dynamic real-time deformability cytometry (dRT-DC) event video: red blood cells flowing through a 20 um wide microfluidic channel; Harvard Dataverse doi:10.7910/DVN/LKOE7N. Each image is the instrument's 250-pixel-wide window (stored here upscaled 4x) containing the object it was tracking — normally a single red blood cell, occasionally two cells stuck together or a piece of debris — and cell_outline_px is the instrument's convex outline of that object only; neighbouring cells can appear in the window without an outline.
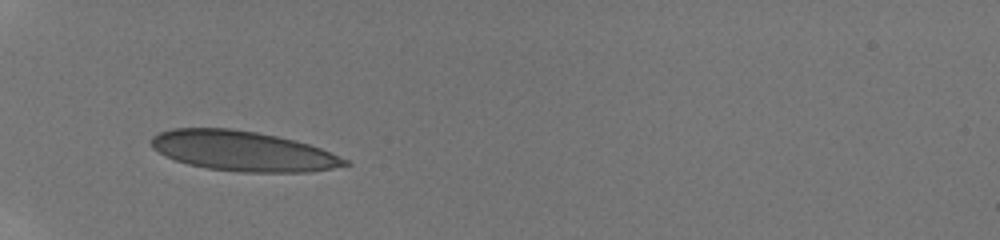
{"species": "human", "species_latin": "Homo sapiens", "temperature_condition": "room temperature", "stored_images_in_passage": 48, "camera_frame_rate_fps": 3000, "um_per_image_px": 0.085, "donor": {"sex": "male"}, "frame": {"image": 1, "passage_image": 1, "time_ms": 0.0, "image_size_px": [1000, 240], "cell_outline_px": [[352, 164], [312, 172], [240, 172], [208, 168], [188, 164], [164, 156], [152, 148], [148, 140], [152, 136], [160, 132], [172, 128], [228, 128], [256, 132], [296, 140], [320, 148], [348, 160]], "centroid_in_image_um": [20.6, 12.84], "position_along_channel_um": 64.4, "area_um2": 45.2}}
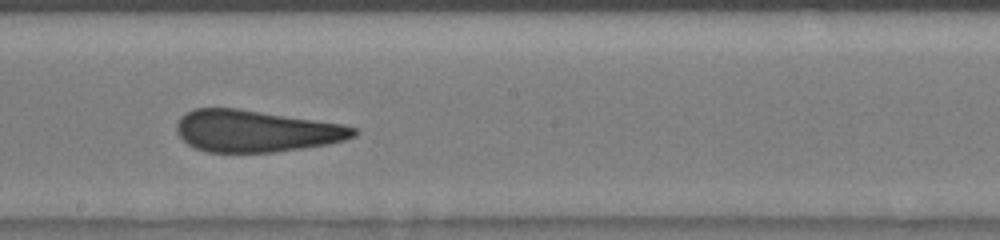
{"frame": {"image": 2, "passage_image": 20, "time_ms": 4.333, "image_size_px": [1000, 240], "cell_outline_px": [[360, 132], [356, 136], [344, 140], [328, 144], [272, 152], [208, 152], [196, 148], [188, 144], [176, 132], [176, 124], [180, 116], [196, 108], [240, 108], [344, 124], [356, 128]], "centroid_in_image_um": [21.77, 11.13], "position_along_channel_um": 226.4, "area_um2": 43.23}}
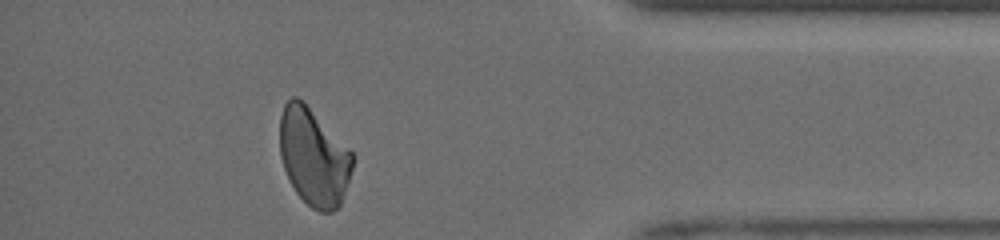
{"frame": {"image": 3, "passage_image": 40, "time_ms": 9.333, "image_size_px": [1000, 240], "cell_outline_px": [[356, 156], [340, 204], [332, 212], [320, 212], [312, 208], [296, 192], [284, 168], [280, 156], [280, 116], [284, 104], [292, 96], [296, 96], [304, 100]], "centroid_in_image_um": [26.66, 13.29], "position_along_channel_um": 408.5, "area_um2": 41.27}, "authors_computed_cell_mechanics": {"area_um2": 43.6968, "velocity_mm_per_s": 4.1081, "shape_relaxation_time_tau1_ms": null, "shape_relaxation_time_tau2_ms": 0.8462, "deformation_change_tau1": null, "deformation_change_tau2": 0.0763}}